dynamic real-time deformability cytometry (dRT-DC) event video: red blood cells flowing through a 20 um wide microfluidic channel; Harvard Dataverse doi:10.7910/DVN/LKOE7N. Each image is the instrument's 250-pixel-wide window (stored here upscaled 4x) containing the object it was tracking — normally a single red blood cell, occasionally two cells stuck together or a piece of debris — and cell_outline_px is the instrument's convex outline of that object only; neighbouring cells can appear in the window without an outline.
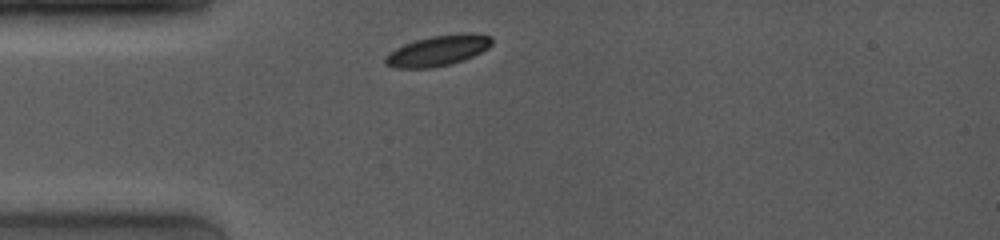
{"species": "common noctule bat (a hibernating species)", "species_latin": "Nyctalus noctula", "temperature_condition": "room temperature", "stored_images_in_passage": 3, "camera_frame_rate_fps": 4000, "um_per_image_px": 0.085, "animal": {"sex": "female", "body_mass_g": 19.0, "forearm_length_mm": 53.3}, "frame": {"image": 1, "passage_image": 1, "time_ms": 0.0, "image_size_px": [1000, 240], "cell_outline_px": [[492, 44], [488, 48], [464, 60], [452, 64], [432, 68], [396, 68], [384, 64], [384, 56], [396, 48], [404, 44], [416, 40], [432, 36], [492, 36]], "centroid_in_image_um": [37.11, 4.37], "position_along_channel_um": 47.9, "area_um2": 18.21}}